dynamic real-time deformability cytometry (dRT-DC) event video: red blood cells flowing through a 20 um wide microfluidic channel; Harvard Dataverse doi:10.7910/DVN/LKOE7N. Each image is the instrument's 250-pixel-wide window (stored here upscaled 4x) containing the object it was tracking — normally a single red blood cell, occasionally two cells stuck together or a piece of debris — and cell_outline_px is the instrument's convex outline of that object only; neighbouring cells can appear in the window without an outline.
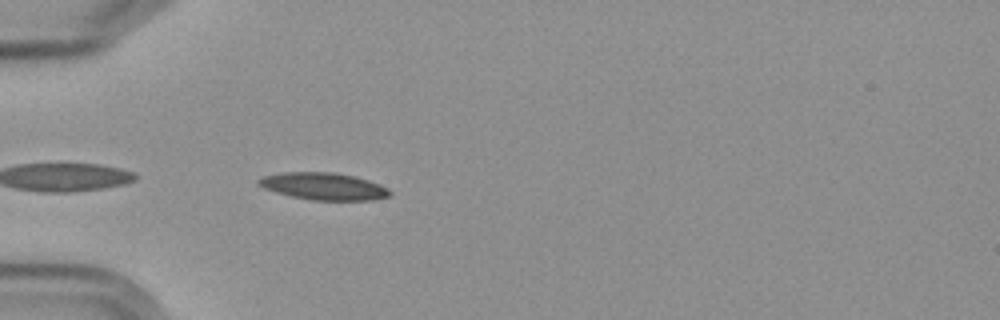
{"species": "Egyptian fruit bat (a non-hibernating species)", "species_latin": "Rousettus aegyptiacus", "temperature_condition": "cold", "stored_images_in_passage": 5, "camera_frame_rate_fps": 3000, "um_per_image_px": 0.085, "frame": {"image": 1, "passage_image": 5, "time_ms": 5.333, "image_size_px": [1000, 320], "cell_outline_px": [[392, 192], [388, 196], [372, 200], [312, 200], [292, 196], [276, 192], [264, 188], [256, 184], [256, 180], [264, 176], [284, 172], [336, 172], [356, 176], [380, 184], [388, 188]], "centroid_in_image_um": [27.51, 15.82], "position_along_channel_um": 57.5, "area_um2": 20.81}}